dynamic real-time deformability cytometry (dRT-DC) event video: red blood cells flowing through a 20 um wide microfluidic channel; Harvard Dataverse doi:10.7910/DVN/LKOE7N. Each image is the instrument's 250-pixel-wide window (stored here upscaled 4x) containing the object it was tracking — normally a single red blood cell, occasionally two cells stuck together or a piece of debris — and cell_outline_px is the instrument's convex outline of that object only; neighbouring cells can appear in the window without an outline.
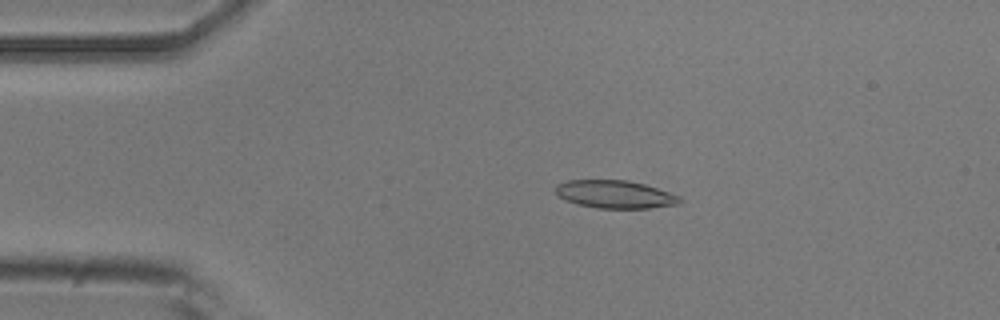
{"species": "common noctule bat (a hibernating species)", "species_latin": "Nyctalus noctula", "temperature_condition": "room temperature", "stored_images_in_passage": 51, "camera_frame_rate_fps": 3000, "um_per_image_px": 0.085, "animal": {"sex": "male", "body_mass_g": 20.5, "forearm_length_mm": 52.5}, "frame": {"image": 1, "passage_image": 10, "time_ms": 3.0, "image_size_px": [1000, 320], "cell_outline_px": [[684, 200], [680, 204], [648, 208], [596, 208], [576, 204], [564, 200], [556, 192], [556, 184], [568, 180], [628, 180], [644, 184], [680, 196]], "centroid_in_image_um": [52.28, 16.52], "position_along_channel_um": 32.7, "area_um2": 20.23}}
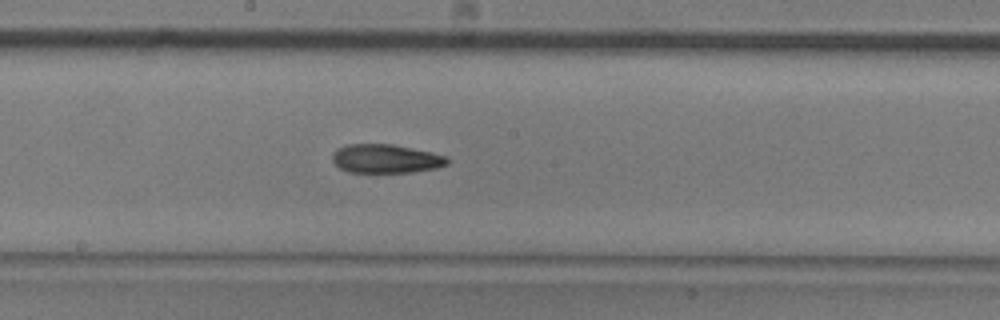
{"frame": {"image": 2, "passage_image": 27, "time_ms": 8.667, "image_size_px": [1000, 320], "cell_outline_px": [[448, 164], [436, 168], [412, 172], [348, 172], [340, 168], [332, 160], [332, 152], [336, 148], [348, 144], [392, 144], [432, 152], [444, 156], [448, 160]], "centroid_in_image_um": [32.76, 13.48], "position_along_channel_um": 215.4, "area_um2": 19.25}}
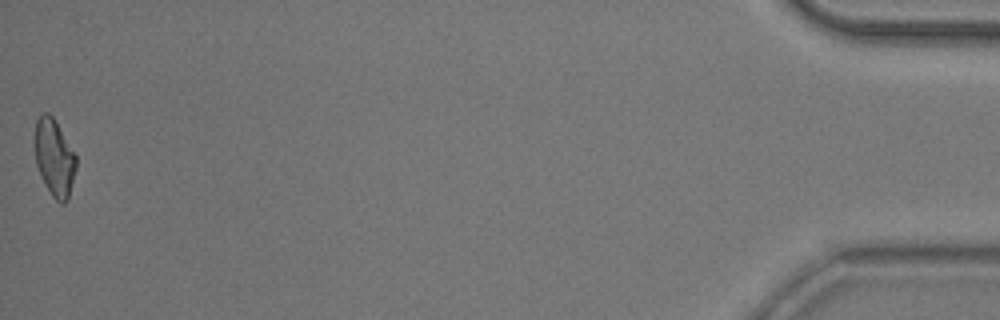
{"frame": {"image": 3, "passage_image": 51, "time_ms": 16.667, "image_size_px": [1000, 320], "cell_outline_px": [[76, 168], [68, 200], [64, 204], [60, 204], [52, 196], [40, 176], [36, 164], [32, 140], [36, 120], [44, 112], [48, 112], [52, 116], [76, 156]], "centroid_in_image_um": [4.57, 13.41], "position_along_channel_um": 430.6, "area_um2": 18.79}, "authors_computed_cell_mechanics": {"area_um2": 19.652, "velocity_mm_per_s": 3.9329, "shape_relaxation_time_tau1_ms": null, "shape_relaxation_time_tau2_ms": 4.5925, "deformation_change_tau1": null, "deformation_change_tau2": 0.1257}}